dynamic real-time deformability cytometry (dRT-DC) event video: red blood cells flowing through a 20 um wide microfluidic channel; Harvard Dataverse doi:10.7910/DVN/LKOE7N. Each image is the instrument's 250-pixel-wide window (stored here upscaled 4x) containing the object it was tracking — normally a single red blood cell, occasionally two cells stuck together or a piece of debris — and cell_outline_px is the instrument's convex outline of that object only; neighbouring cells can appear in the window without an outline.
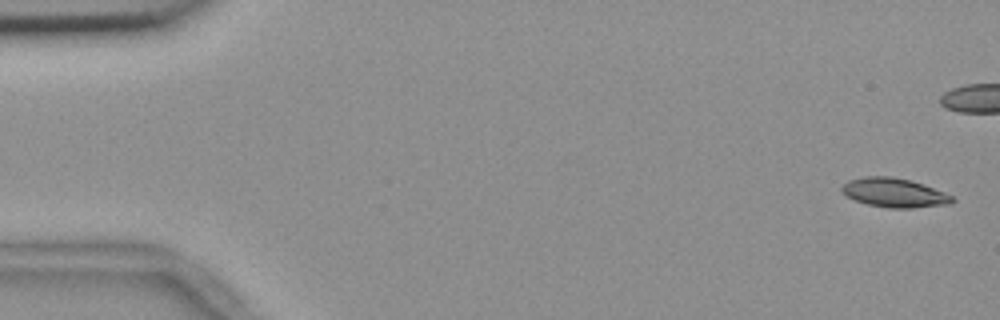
{"species": "common noctule bat (a hibernating species)", "species_latin": "Nyctalus noctula", "temperature_condition": "room temperature", "stored_images_in_passage": 5, "camera_frame_rate_fps": 3000, "um_per_image_px": 0.085, "animal": {"sex": "female", "body_mass_g": 18.4}, "frame": {"image": 1, "passage_image": 1, "time_ms": 0.0, "image_size_px": [1000, 320], "cell_outline_px": [[956, 200], [948, 204], [912, 208], [888, 208], [868, 204], [856, 200], [848, 196], [840, 188], [848, 180], [864, 176], [892, 176], [924, 184], [944, 192], [952, 196]], "centroid_in_image_um": [76.03, 16.37], "position_along_channel_um": 9.0, "area_um2": 18.61}}
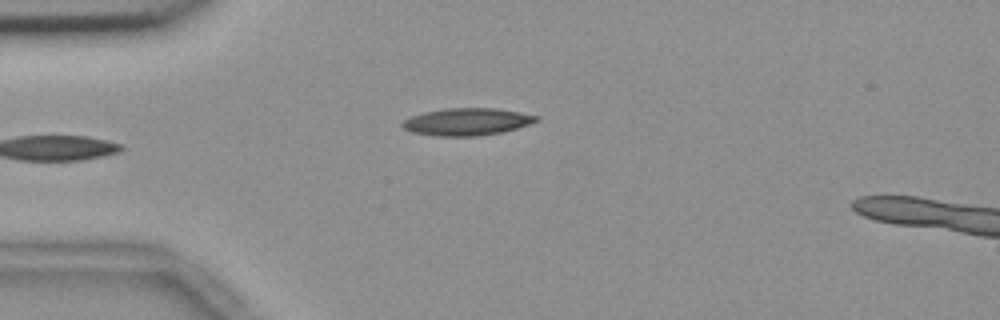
{"frame": {"image": 2, "passage_image": 5, "time_ms": 1.333, "image_size_px": [1000, 320], "cell_outline_px": [[540, 120], [516, 128], [500, 132], [476, 136], [436, 136], [412, 132], [404, 128], [400, 124], [404, 120], [412, 116], [424, 112], [444, 108], [496, 108], [520, 112], [540, 116]], "centroid_in_image_um": [39.69, 10.34], "position_along_channel_um": 45.3, "area_um2": 21.21}}